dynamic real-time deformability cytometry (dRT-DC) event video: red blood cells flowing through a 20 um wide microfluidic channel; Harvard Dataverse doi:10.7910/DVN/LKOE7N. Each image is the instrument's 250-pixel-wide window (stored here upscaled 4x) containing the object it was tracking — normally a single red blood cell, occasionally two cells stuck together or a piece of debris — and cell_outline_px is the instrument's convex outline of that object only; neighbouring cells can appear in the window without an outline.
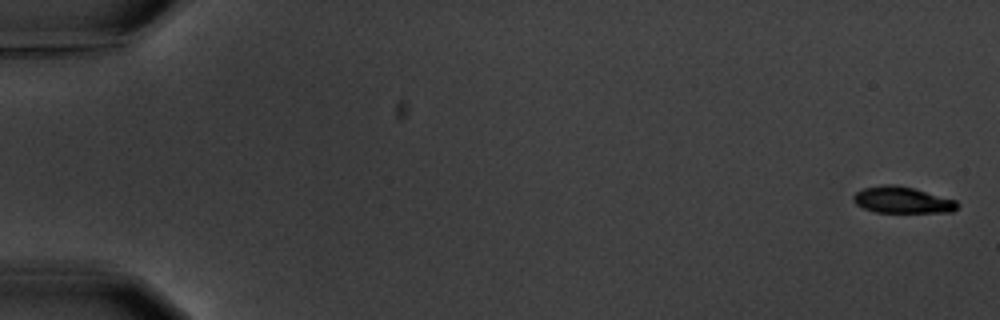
{"species": "common noctule bat (a hibernating species)", "species_latin": "Nyctalus noctula", "temperature_condition": "warm", "stored_images_in_passage": 3, "camera_frame_rate_fps": 3000, "um_per_image_px": 0.085, "animal": {"sex": "male", "body_mass_g": 20.1, "forearm_length_mm": 53.5}, "frame": {"image": 1, "passage_image": 1, "time_ms": 0.0, "image_size_px": [1000, 320], "cell_outline_px": [[960, 204], [952, 212], [876, 212], [864, 208], [856, 204], [852, 200], [852, 196], [856, 192], [864, 188], [884, 184], [896, 184], [912, 188], [956, 200]], "centroid_in_image_um": [76.67, 17.0], "position_along_channel_um": 8.3, "area_um2": 15.95}}